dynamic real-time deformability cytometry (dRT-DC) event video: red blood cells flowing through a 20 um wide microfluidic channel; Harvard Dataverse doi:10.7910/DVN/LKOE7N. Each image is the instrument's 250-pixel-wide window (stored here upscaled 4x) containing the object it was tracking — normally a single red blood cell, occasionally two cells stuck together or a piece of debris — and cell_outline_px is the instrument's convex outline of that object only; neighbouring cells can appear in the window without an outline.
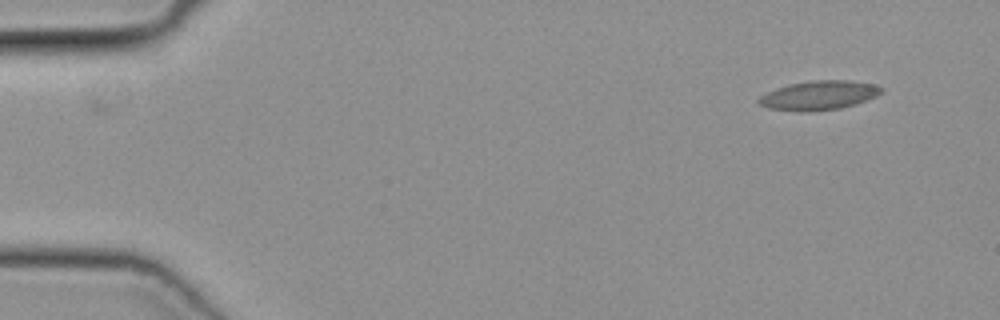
{"species": "common noctule bat (a hibernating species)", "species_latin": "Nyctalus noctula", "temperature_condition": "cold", "stored_images_in_passage": 12, "camera_frame_rate_fps": 3000, "um_per_image_px": 0.085, "animal": {"sex": "female", "body_mass_g": 19.3, "forearm_length_mm": 54.1}, "frame": {"image": 1, "passage_image": 1, "time_ms": 0.0, "image_size_px": [1000, 320], "cell_outline_px": [[884, 92], [876, 96], [840, 108], [808, 112], [800, 112], [768, 108], [760, 104], [756, 100], [760, 96], [776, 88], [788, 84], [812, 80], [848, 80], [872, 84], [884, 88]], "centroid_in_image_um": [69.58, 8.1], "position_along_channel_um": 15.4, "area_um2": 20.75}}
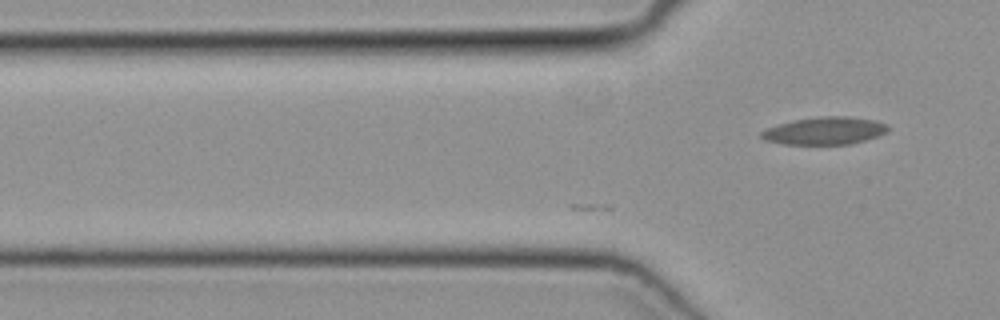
{"frame": {"image": 2, "passage_image": 12, "time_ms": 3.667, "image_size_px": [1000, 320], "cell_outline_px": [[888, 128], [884, 132], [876, 136], [852, 144], [784, 144], [764, 140], [760, 136], [760, 132], [768, 128], [780, 124], [796, 120], [824, 116], [848, 116], [872, 120], [888, 124]], "centroid_in_image_um": [70.08, 11.12], "position_along_channel_um": 55.7, "area_um2": 19.94}}